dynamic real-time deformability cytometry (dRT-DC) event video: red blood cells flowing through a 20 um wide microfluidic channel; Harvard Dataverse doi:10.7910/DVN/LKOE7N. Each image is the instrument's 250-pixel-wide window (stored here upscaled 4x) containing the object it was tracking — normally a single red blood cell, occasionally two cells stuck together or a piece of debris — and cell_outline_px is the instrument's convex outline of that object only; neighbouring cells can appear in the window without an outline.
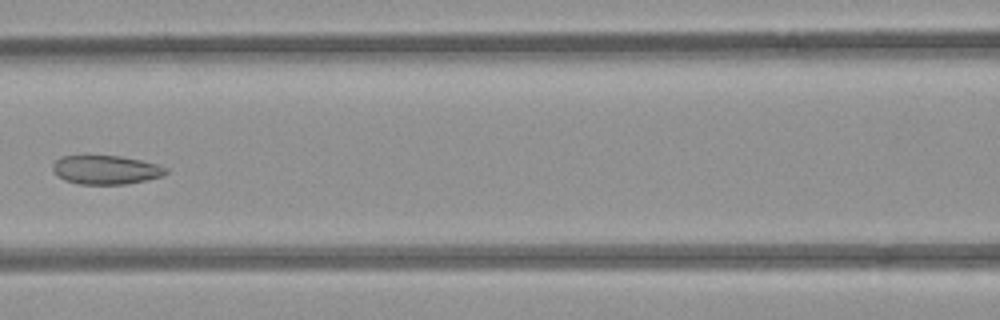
{"species": "common noctule bat (a hibernating species)", "species_latin": "Nyctalus noctula", "temperature_condition": "room temperature", "stored_images_in_passage": 7, "camera_frame_rate_fps": 3000, "um_per_image_px": 0.085, "animal": {"sex": "female", "body_mass_g": 21.9}, "frame": {"image": 1, "passage_image": 7, "time_ms": 7.0, "image_size_px": [1000, 320], "cell_outline_px": [[168, 172], [160, 176], [148, 180], [128, 184], [76, 184], [64, 180], [52, 168], [52, 164], [56, 160], [64, 156], [120, 156], [140, 160], [156, 164], [168, 168]], "centroid_in_image_um": [9.02, 14.44], "position_along_channel_um": 157.6, "area_um2": 18.9}}